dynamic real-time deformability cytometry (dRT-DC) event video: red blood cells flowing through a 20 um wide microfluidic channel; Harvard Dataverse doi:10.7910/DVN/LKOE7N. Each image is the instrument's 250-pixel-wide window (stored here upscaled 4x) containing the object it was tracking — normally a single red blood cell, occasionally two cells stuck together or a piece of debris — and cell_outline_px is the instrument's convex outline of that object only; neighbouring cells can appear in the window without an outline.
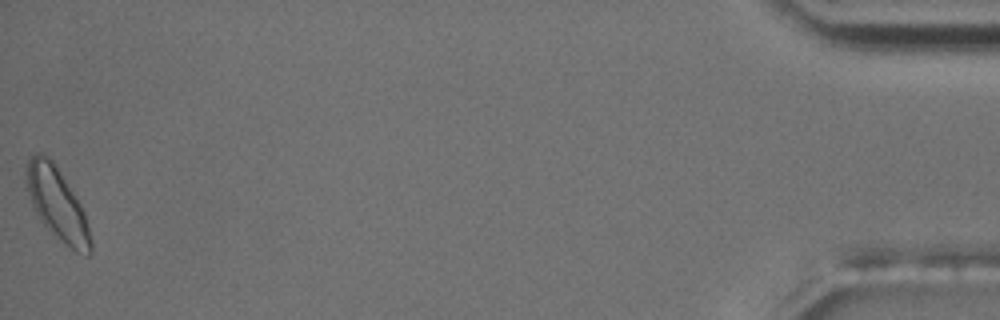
{"species": "common noctule bat (a hibernating species)", "species_latin": "Nyctalus noctula", "temperature_condition": "room temperature", "stored_images_in_passage": 56, "camera_frame_rate_fps": 3000, "um_per_image_px": 0.085, "animal": {"sex": "male", "body_mass_g": 17.5, "forearm_length_mm": 52.3}, "frame": {"image": 1, "passage_image": 56, "time_ms": 18.333, "image_size_px": [1000, 320], "cell_outline_px": [[92, 252], [88, 256], [84, 256], [76, 252], [56, 236], [40, 220], [32, 204], [24, 180], [28, 160], [36, 152], [44, 152], [52, 160], [80, 204], [84, 212], [92, 240]], "centroid_in_image_um": [4.86, 17.33], "position_along_channel_um": 430.3, "area_um2": 26.76}, "authors_computed_cell_mechanics": {"area_um2": 20.2878, "velocity_mm_per_s": 3.6681, "shape_relaxation_time_tau1_ms": 3.6468, "shape_relaxation_time_tau2_ms": 3.6332, "deformation_change_tau1": 0.0944, "deformation_change_tau2": 0.0867}}